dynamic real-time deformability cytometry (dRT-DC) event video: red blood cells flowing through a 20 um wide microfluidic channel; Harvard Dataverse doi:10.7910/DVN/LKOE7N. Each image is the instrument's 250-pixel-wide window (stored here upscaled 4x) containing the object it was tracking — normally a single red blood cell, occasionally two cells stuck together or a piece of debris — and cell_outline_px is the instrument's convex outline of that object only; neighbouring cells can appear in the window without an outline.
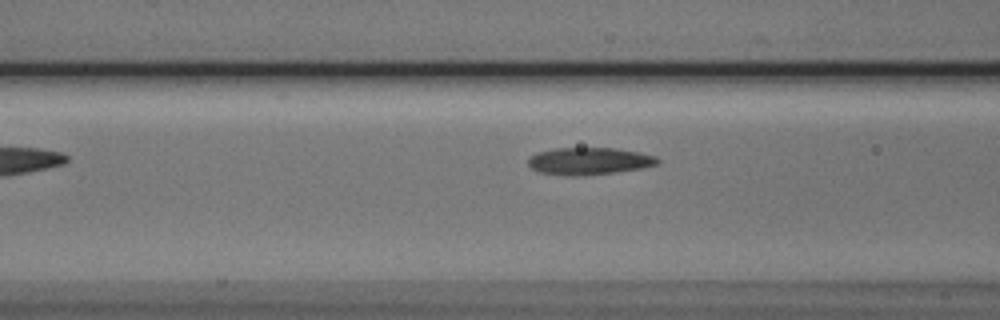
{"species": "Egyptian fruit bat (a non-hibernating species)", "species_latin": "Rousettus aegyptiacus", "temperature_condition": "cold", "stored_images_in_passage": 5, "camera_frame_rate_fps": 3000, "um_per_image_px": 0.085, "animal": {"sex": "male"}, "frame": {"image": 1, "passage_image": 4, "time_ms": 3.667, "image_size_px": [1000, 320], "cell_outline_px": [[660, 164], [640, 168], [616, 172], [572, 176], [540, 172], [532, 168], [528, 164], [528, 156], [536, 152], [556, 148], [616, 148], [640, 152], [656, 156], [660, 160]], "centroid_in_image_um": [50.09, 13.68], "position_along_channel_um": 116.5, "area_um2": 20.52}}